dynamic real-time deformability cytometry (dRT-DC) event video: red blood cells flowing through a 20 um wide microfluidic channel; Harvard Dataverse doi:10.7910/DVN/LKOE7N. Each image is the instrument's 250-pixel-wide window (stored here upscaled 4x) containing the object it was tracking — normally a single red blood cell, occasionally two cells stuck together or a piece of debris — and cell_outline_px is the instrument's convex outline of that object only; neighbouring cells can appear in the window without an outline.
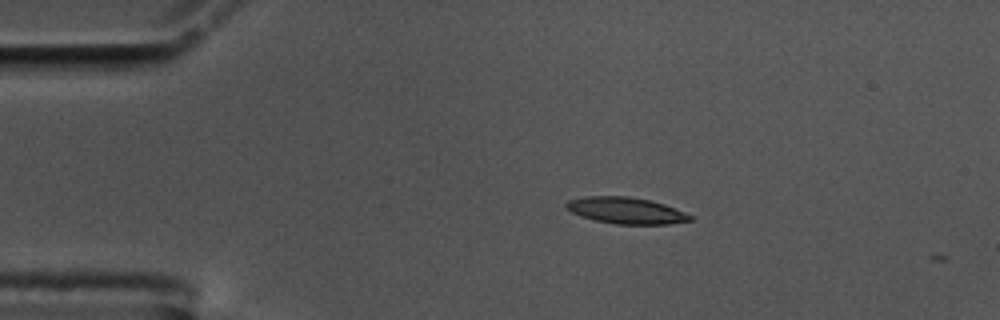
{"species": "common noctule bat (a hibernating species)", "species_latin": "Nyctalus noctula", "temperature_condition": "cold", "stored_images_in_passage": 3, "camera_frame_rate_fps": 3000, "um_per_image_px": 0.085, "animal": {"sex": "male", "body_mass_g": 17.5, "forearm_length_mm": 52.3}, "frame": {"image": 1, "passage_image": 1, "time_ms": 0.0, "image_size_px": [1000, 320], "cell_outline_px": [[692, 220], [668, 224], [616, 224], [596, 220], [580, 216], [564, 208], [564, 204], [568, 200], [584, 196], [628, 196], [648, 200], [664, 204], [684, 212], [692, 216]], "centroid_in_image_um": [53.16, 17.89], "position_along_channel_um": 31.8, "area_um2": 19.02}}